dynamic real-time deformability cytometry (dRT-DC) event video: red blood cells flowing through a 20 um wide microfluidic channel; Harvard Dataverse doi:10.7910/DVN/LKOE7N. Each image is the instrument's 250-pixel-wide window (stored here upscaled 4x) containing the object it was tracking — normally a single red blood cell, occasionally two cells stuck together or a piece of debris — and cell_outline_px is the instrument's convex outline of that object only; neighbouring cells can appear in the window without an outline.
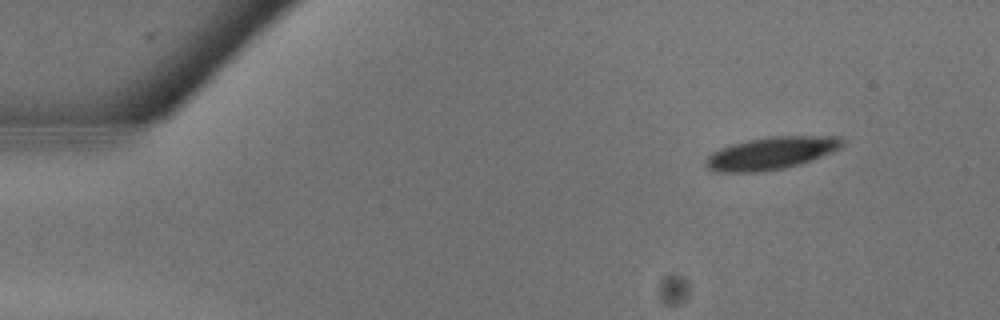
{"species": "common noctule bat (a hibernating species)", "species_latin": "Nyctalus noctula", "temperature_condition": "warm", "stored_images_in_passage": 17, "camera_frame_rate_fps": 3000, "um_per_image_px": 0.085, "animal": {"sex": "male", "body_mass_g": 13.3}, "frame": {"image": 1, "passage_image": 3, "time_ms": 0.667, "image_size_px": [1000, 320], "cell_outline_px": [[844, 144], [840, 148], [832, 152], [800, 164], [784, 168], [760, 172], [712, 172], [704, 164], [704, 160], [712, 152], [720, 148], [732, 144], [748, 140], [772, 136], [840, 136], [844, 140]], "centroid_in_image_um": [65.53, 13.02], "position_along_channel_um": 19.5, "area_um2": 25.95}}
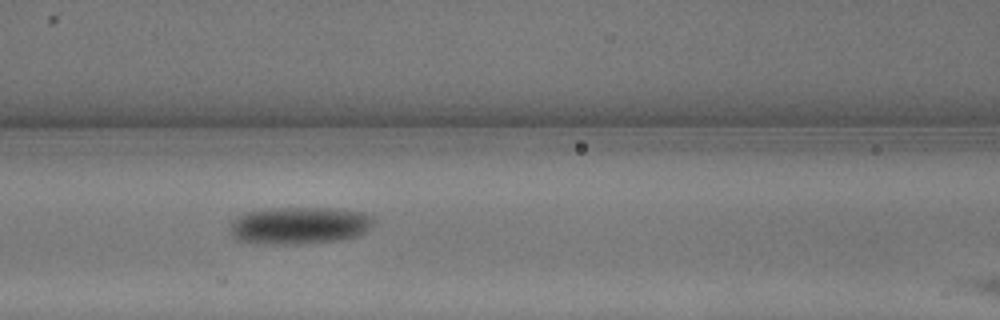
{"frame": {"image": 2, "passage_image": 12, "time_ms": 3.667, "image_size_px": [1000, 320], "cell_outline_px": [[376, 220], [372, 228], [360, 236], [340, 240], [296, 244], [264, 244], [236, 240], [232, 236], [228, 224], [236, 216], [244, 212], [264, 208], [336, 208], [364, 212], [372, 216]], "centroid_in_image_um": [25.45, 19.16], "position_along_channel_um": 141.1, "area_um2": 32.02}}
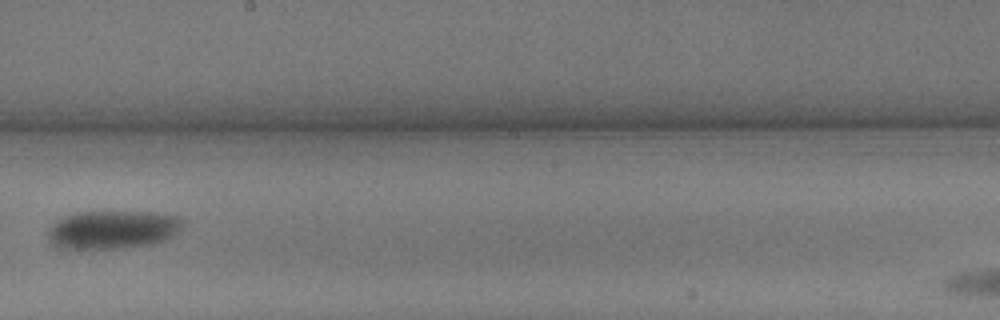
{"frame": {"image": 3, "passage_image": 16, "time_ms": 5.0, "image_size_px": [1000, 320], "cell_outline_px": [[188, 224], [180, 232], [164, 240], [148, 244], [124, 248], [56, 248], [48, 240], [48, 228], [56, 220], [72, 212], [152, 212], [180, 216]], "centroid_in_image_um": [9.61, 19.5], "position_along_channel_um": 238.6, "area_um2": 30.58}}